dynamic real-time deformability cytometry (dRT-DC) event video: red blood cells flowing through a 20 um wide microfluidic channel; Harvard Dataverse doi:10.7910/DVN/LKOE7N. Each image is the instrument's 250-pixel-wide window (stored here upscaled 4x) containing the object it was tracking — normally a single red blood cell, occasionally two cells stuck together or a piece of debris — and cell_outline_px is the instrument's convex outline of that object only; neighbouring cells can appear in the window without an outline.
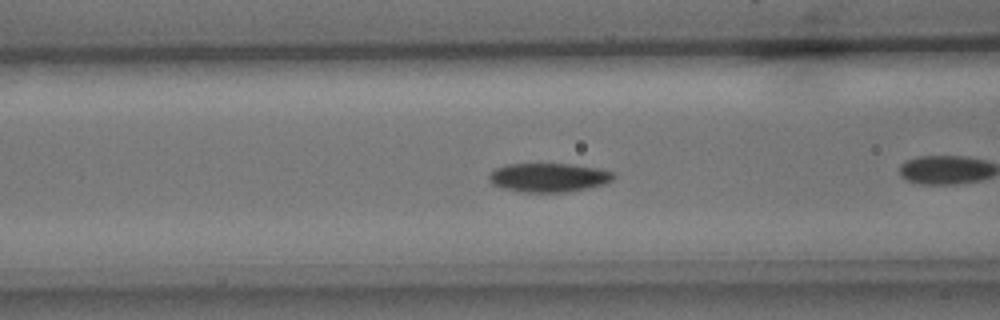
{"species": "common noctule bat (a hibernating species)", "species_latin": "Nyctalus noctula", "temperature_condition": "cold", "stored_images_in_passage": 41, "camera_frame_rate_fps": 3000, "um_per_image_px": 0.085, "animal": {"sex": "male", "body_mass_g": 15.6}, "frame": {"image": 1, "passage_image": 7, "time_ms": 2.0, "image_size_px": [1000, 320], "cell_outline_px": [[616, 176], [612, 180], [604, 184], [588, 188], [568, 192], [524, 192], [504, 188], [492, 184], [488, 176], [496, 168], [508, 164], [572, 164], [596, 168], [612, 172]], "centroid_in_image_um": [46.65, 15.09], "position_along_channel_um": 119.9, "area_um2": 20.81}, "authors_computed_cell_mechanics": {"area_um2": 19.8832, "velocity_mm_per_s": 3.6594, "shape_relaxation_time_tau1_ms": 2.2431, "shape_relaxation_time_tau2_ms": null, "deformation_change_tau1": 0.076, "deformation_change_tau2": null}}